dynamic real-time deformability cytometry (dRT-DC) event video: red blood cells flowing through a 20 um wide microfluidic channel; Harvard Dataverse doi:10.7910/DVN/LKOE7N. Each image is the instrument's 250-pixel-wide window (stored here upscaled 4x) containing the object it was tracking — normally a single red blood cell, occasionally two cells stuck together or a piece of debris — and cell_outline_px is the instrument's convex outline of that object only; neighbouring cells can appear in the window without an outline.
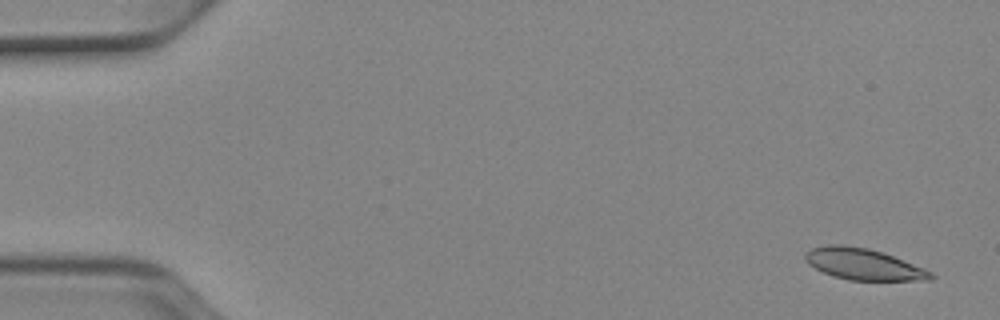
{"species": "Egyptian fruit bat (a non-hibernating species)", "species_latin": "Rousettus aegyptiacus", "temperature_condition": "cold", "stored_images_in_passage": 53, "camera_frame_rate_fps": 3000, "um_per_image_px": 0.085, "animal": {"sex": "female"}, "frame": {"image": 1, "passage_image": 3, "time_ms": 0.667, "image_size_px": [1000, 320], "cell_outline_px": [[936, 276], [932, 280], [848, 280], [832, 276], [808, 264], [804, 260], [804, 252], [812, 248], [828, 244], [844, 244], [868, 248], [892, 256], [924, 268], [932, 272]], "centroid_in_image_um": [73.36, 22.45], "position_along_channel_um": 11.6, "area_um2": 22.95}}
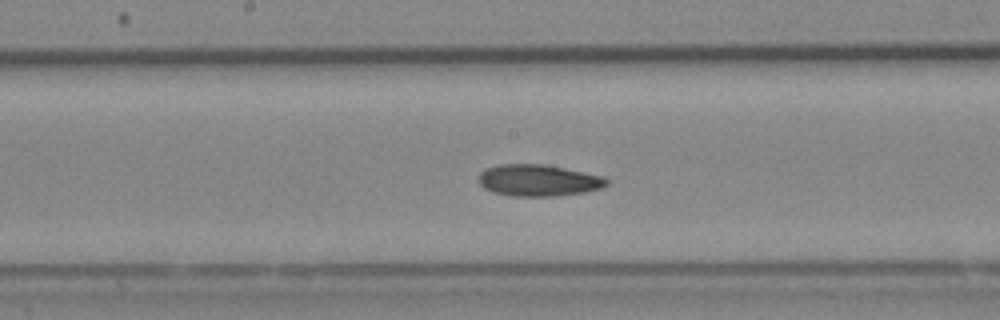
{"frame": {"image": 2, "passage_image": 28, "time_ms": 9.0, "image_size_px": [1000, 320], "cell_outline_px": [[608, 184], [600, 188], [584, 192], [556, 196], [512, 196], [492, 192], [484, 188], [480, 184], [480, 172], [484, 168], [496, 164], [544, 164], [604, 176], [608, 180]], "centroid_in_image_um": [45.74, 15.32], "position_along_channel_um": 202.5, "area_um2": 23.64}}
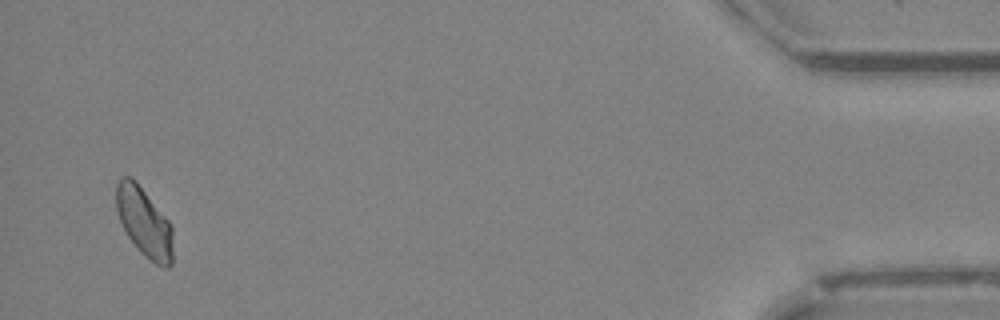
{"frame": {"image": 3, "passage_image": 51, "time_ms": 16.667, "image_size_px": [1000, 320], "cell_outline_px": [[172, 264], [168, 268], [164, 268], [156, 264], [140, 252], [128, 236], [120, 220], [116, 208], [116, 184], [124, 176], [132, 176], [136, 180], [168, 220], [172, 228]], "centroid_in_image_um": [12.26, 18.88], "position_along_channel_um": 422.9, "area_um2": 22.72}, "authors_computed_cell_mechanics": {"area_um2": 23.0622, "velocity_mm_per_s": 3.9027, "shape_relaxation_time_tau1_ms": null, "shape_relaxation_time_tau2_ms": 3.1205, "deformation_change_tau1": null, "deformation_change_tau2": 0.0746}}